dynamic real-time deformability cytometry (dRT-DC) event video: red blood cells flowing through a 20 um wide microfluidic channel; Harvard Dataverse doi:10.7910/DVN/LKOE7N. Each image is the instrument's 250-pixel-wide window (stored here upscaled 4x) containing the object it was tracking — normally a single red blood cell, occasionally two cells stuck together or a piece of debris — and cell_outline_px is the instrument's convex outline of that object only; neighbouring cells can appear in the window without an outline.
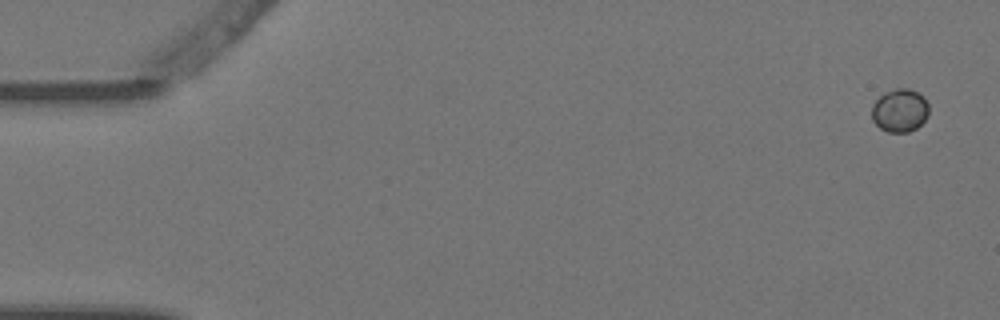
{"species": "Egyptian fruit bat (a non-hibernating species)", "species_latin": "Rousettus aegyptiacus", "temperature_condition": "warm", "stored_images_in_passage": 5, "camera_frame_rate_fps": 3000, "um_per_image_px": 0.085, "animal": {"sex": "female"}, "frame": {"image": 1, "passage_image": 1, "time_ms": 0.0, "image_size_px": [1000, 320], "cell_outline_px": [[928, 116], [916, 128], [908, 132], [888, 132], [880, 128], [872, 120], [872, 104], [884, 92], [896, 88], [908, 88], [924, 96], [928, 104]], "centroid_in_image_um": [76.48, 9.38], "position_along_channel_um": 8.5, "area_um2": 14.39}}
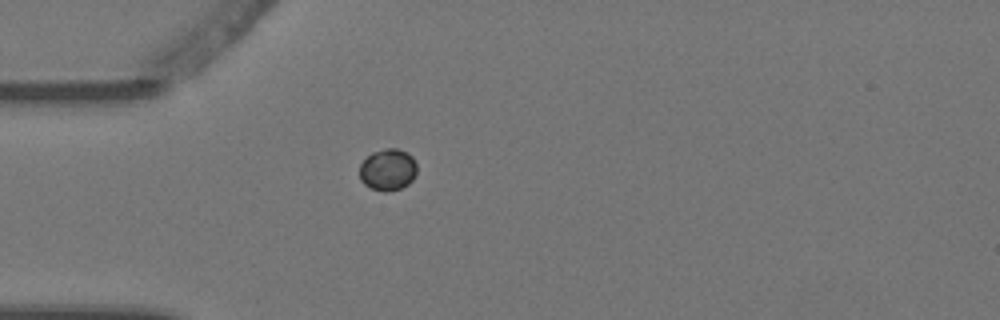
{"frame": {"image": 2, "passage_image": 4, "time_ms": 1.0, "image_size_px": [1000, 320], "cell_outline_px": [[416, 176], [408, 184], [400, 188], [388, 192], [384, 192], [372, 188], [364, 184], [360, 180], [360, 164], [372, 152], [384, 148], [396, 148], [408, 152], [412, 156], [416, 164]], "centroid_in_image_um": [32.97, 14.41], "position_along_channel_um": 52.0, "area_um2": 14.05}}